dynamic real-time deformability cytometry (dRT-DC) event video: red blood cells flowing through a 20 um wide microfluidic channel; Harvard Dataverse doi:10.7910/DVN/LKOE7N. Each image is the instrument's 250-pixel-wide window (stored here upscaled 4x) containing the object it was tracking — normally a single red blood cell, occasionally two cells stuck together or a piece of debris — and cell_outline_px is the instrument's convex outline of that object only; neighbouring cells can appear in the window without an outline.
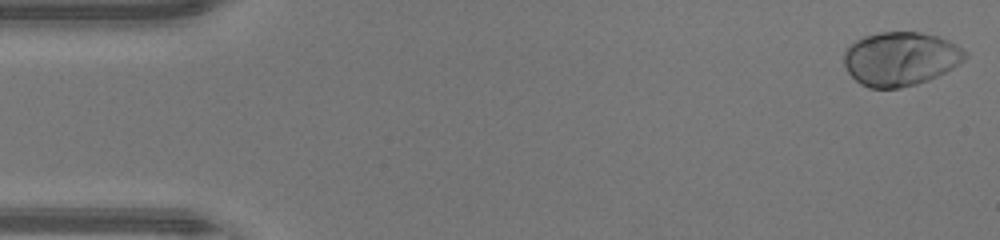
{"species": "human", "species_latin": "Homo sapiens", "temperature_condition": "warm", "stored_images_in_passage": 47, "camera_frame_rate_fps": 3000, "um_per_image_px": 0.085, "donor": {"sex": "male"}, "frame": {"image": 1, "passage_image": 1, "time_ms": 0.0, "image_size_px": [1000, 240], "cell_outline_px": [[968, 56], [964, 60], [952, 68], [928, 80], [916, 84], [900, 88], [868, 88], [860, 84], [848, 72], [844, 64], [844, 48], [856, 40], [864, 36], [880, 32], [920, 32], [936, 36], [948, 40], [956, 44], [968, 52]], "centroid_in_image_um": [76.52, 4.99], "position_along_channel_um": 8.5, "area_um2": 38.15}}
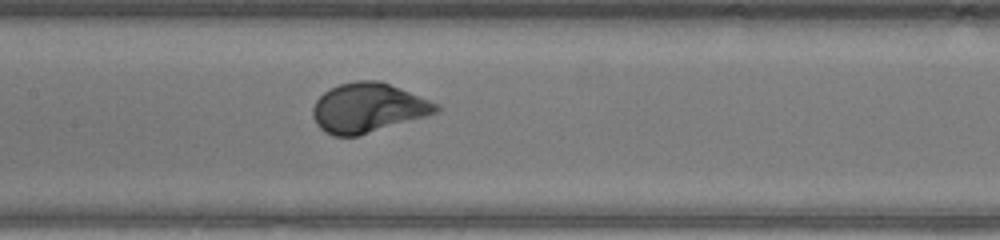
{"frame": {"image": 2, "passage_image": 22, "time_ms": 7.0, "image_size_px": [1000, 240], "cell_outline_px": [[440, 112], [356, 136], [332, 136], [324, 132], [316, 124], [312, 116], [312, 108], [316, 100], [324, 92], [340, 84], [356, 80], [380, 80], [440, 104]], "centroid_in_image_um": [31.27, 9.16], "position_along_channel_um": 176.1, "area_um2": 35.49}}
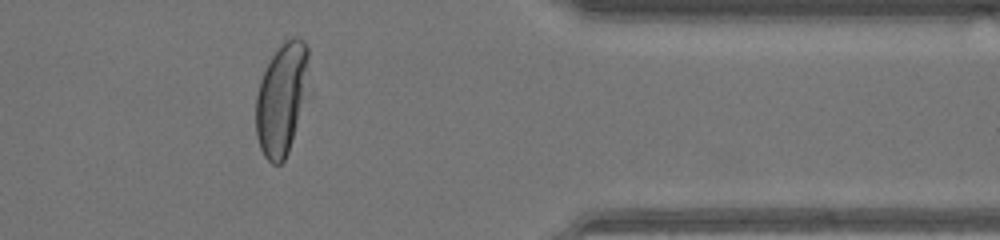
{"frame": {"image": 3, "passage_image": 38, "time_ms": 12.333, "image_size_px": [1000, 240], "cell_outline_px": [[308, 72], [288, 152], [284, 160], [280, 164], [272, 164], [264, 156], [260, 148], [256, 136], [256, 96], [260, 80], [272, 56], [280, 44], [284, 40], [292, 36], [296, 36], [304, 40], [308, 44]], "centroid_in_image_um": [23.88, 8.34], "position_along_channel_um": 387.5, "area_um2": 33.41}, "authors_computed_cell_mechanics": {"area_um2": 36.1828, "velocity_mm_per_s": 4.3679, "shape_relaxation_time_tau1_ms": 1.982, "shape_relaxation_time_tau2_ms": null, "deformation_change_tau1": 0.1716, "deformation_change_tau2": null}}